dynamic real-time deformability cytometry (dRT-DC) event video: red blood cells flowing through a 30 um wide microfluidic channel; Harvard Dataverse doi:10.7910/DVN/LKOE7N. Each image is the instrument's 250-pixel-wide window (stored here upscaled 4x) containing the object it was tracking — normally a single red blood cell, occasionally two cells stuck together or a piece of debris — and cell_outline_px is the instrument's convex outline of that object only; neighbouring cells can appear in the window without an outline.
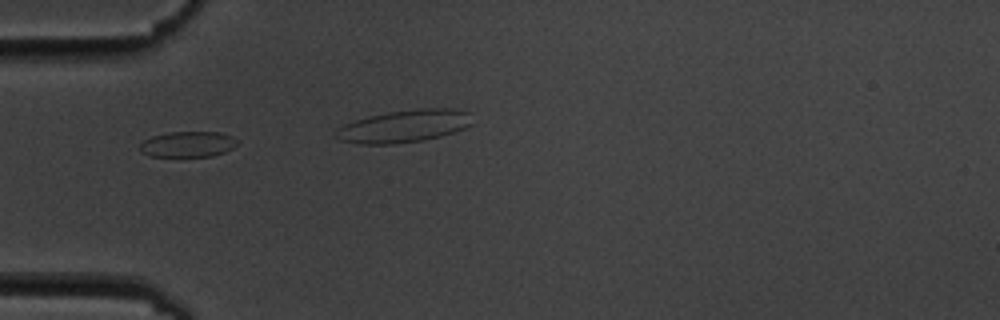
{"species": "common noctule bat (a hibernating species)", "species_latin": "Nyctalus noctula", "temperature_condition": "cold", "stored_images_in_passage": 5, "camera_frame_rate_fps": 3000, "um_per_image_px": 0.085, "animal": {"sex": "male", "body_mass_g": 19.5, "forearm_length_mm": 54.6}, "frame": {"image": 1, "passage_image": 4, "time_ms": 4.333, "image_size_px": [1000, 320], "cell_outline_px": [[236, 144], [232, 148], [224, 152], [212, 156], [152, 156], [140, 152], [140, 144], [144, 140], [152, 136], [168, 132], [220, 132], [232, 136], [236, 140]], "centroid_in_image_um": [15.95, 12.25], "position_along_channel_um": 69.1, "area_um2": 14.45}}